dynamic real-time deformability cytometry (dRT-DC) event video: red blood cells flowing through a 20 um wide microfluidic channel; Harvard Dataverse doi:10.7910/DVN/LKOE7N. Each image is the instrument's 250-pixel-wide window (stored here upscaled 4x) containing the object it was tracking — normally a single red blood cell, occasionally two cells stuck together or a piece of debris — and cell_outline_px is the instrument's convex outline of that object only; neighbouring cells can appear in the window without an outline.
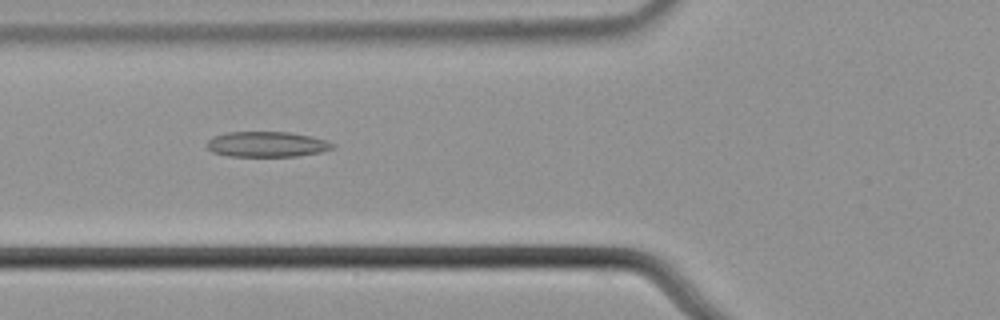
{"species": "common noctule bat (a hibernating species)", "species_latin": "Nyctalus noctula", "temperature_condition": "cold", "stored_images_in_passage": 55, "camera_frame_rate_fps": 3000, "um_per_image_px": 0.085, "animal": {"sex": "male", "body_mass_g": 21.5, "forearm_length_mm": 52.0}, "frame": {"image": 1, "passage_image": 21, "time_ms": 6.667, "image_size_px": [1000, 320], "cell_outline_px": [[336, 144], [332, 148], [320, 152], [296, 156], [228, 156], [212, 152], [204, 144], [212, 136], [228, 132], [288, 132], [312, 136], [328, 140]], "centroid_in_image_um": [22.66, 12.26], "position_along_channel_um": 103.1, "area_um2": 18.73}}
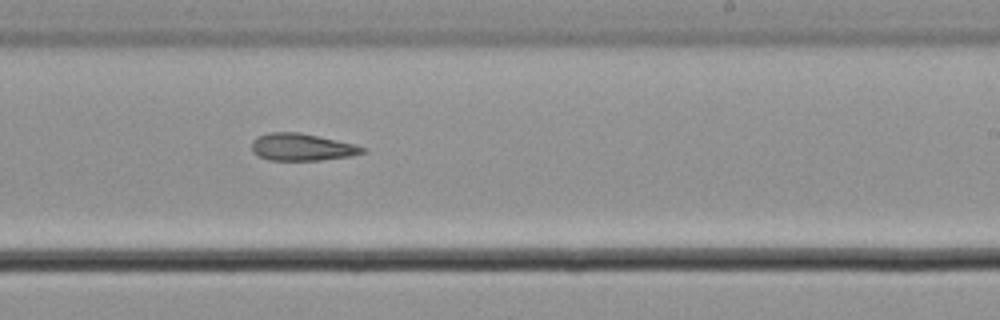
{"frame": {"image": 2, "passage_image": 34, "time_ms": 11.0, "image_size_px": [1000, 320], "cell_outline_px": [[368, 152], [352, 156], [320, 160], [268, 160], [252, 152], [252, 140], [256, 136], [268, 132], [300, 132], [356, 144], [364, 148]], "centroid_in_image_um": [25.66, 12.5], "position_along_channel_um": 263.3, "area_um2": 17.74}}
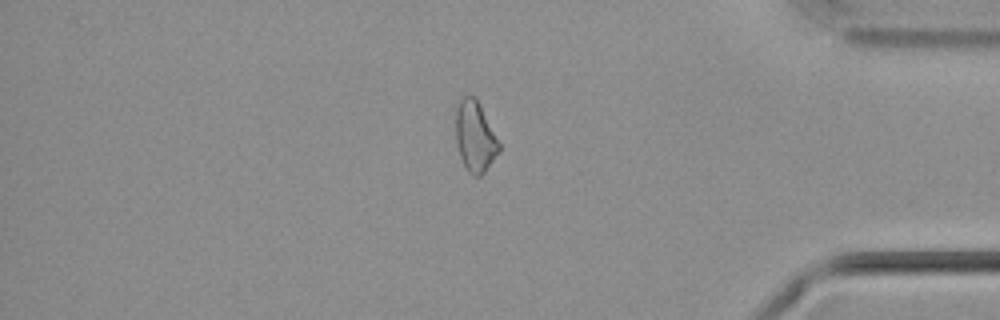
{"frame": {"image": 3, "passage_image": 47, "time_ms": 15.333, "image_size_px": [1000, 320], "cell_outline_px": [[500, 152], [484, 172], [480, 176], [476, 176], [468, 172], [460, 156], [456, 144], [456, 108], [460, 100], [464, 96], [472, 96], [480, 104], [500, 144]], "centroid_in_image_um": [40.38, 11.62], "position_along_channel_um": 394.8, "area_um2": 17.63}, "authors_computed_cell_mechanics": {"area_um2": 18.785, "velocity_mm_per_s": 3.6959, "shape_relaxation_time_tau1_ms": 8.5569, "shape_relaxation_time_tau2_ms": 8.55, "deformation_change_tau1": 0.1388, "deformation_change_tau2": 0.2033}}